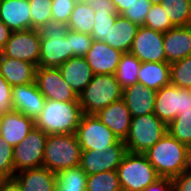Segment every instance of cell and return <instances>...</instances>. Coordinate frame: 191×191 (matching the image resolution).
<instances>
[{
  "mask_svg": "<svg viewBox=\"0 0 191 191\" xmlns=\"http://www.w3.org/2000/svg\"><path fill=\"white\" fill-rule=\"evenodd\" d=\"M38 31L41 37V49L37 67L58 68L73 57L68 24L51 19Z\"/></svg>",
  "mask_w": 191,
  "mask_h": 191,
  "instance_id": "1",
  "label": "cell"
},
{
  "mask_svg": "<svg viewBox=\"0 0 191 191\" xmlns=\"http://www.w3.org/2000/svg\"><path fill=\"white\" fill-rule=\"evenodd\" d=\"M82 114L79 101L60 102L46 99L34 123L36 128L46 134H71L76 133Z\"/></svg>",
  "mask_w": 191,
  "mask_h": 191,
  "instance_id": "2",
  "label": "cell"
},
{
  "mask_svg": "<svg viewBox=\"0 0 191 191\" xmlns=\"http://www.w3.org/2000/svg\"><path fill=\"white\" fill-rule=\"evenodd\" d=\"M188 148L167 131L154 146L143 154L160 177L172 179L183 172Z\"/></svg>",
  "mask_w": 191,
  "mask_h": 191,
  "instance_id": "3",
  "label": "cell"
},
{
  "mask_svg": "<svg viewBox=\"0 0 191 191\" xmlns=\"http://www.w3.org/2000/svg\"><path fill=\"white\" fill-rule=\"evenodd\" d=\"M81 155L82 148L75 133L48 134L42 167L56 174L80 166Z\"/></svg>",
  "mask_w": 191,
  "mask_h": 191,
  "instance_id": "4",
  "label": "cell"
},
{
  "mask_svg": "<svg viewBox=\"0 0 191 191\" xmlns=\"http://www.w3.org/2000/svg\"><path fill=\"white\" fill-rule=\"evenodd\" d=\"M123 89L113 74H94L91 82L78 96L83 114H97L122 99Z\"/></svg>",
  "mask_w": 191,
  "mask_h": 191,
  "instance_id": "5",
  "label": "cell"
},
{
  "mask_svg": "<svg viewBox=\"0 0 191 191\" xmlns=\"http://www.w3.org/2000/svg\"><path fill=\"white\" fill-rule=\"evenodd\" d=\"M122 191H143L160 178L142 153L127 152L117 168Z\"/></svg>",
  "mask_w": 191,
  "mask_h": 191,
  "instance_id": "6",
  "label": "cell"
},
{
  "mask_svg": "<svg viewBox=\"0 0 191 191\" xmlns=\"http://www.w3.org/2000/svg\"><path fill=\"white\" fill-rule=\"evenodd\" d=\"M167 132V125L154 113L132 117L128 136L124 140L127 152L145 153Z\"/></svg>",
  "mask_w": 191,
  "mask_h": 191,
  "instance_id": "7",
  "label": "cell"
},
{
  "mask_svg": "<svg viewBox=\"0 0 191 191\" xmlns=\"http://www.w3.org/2000/svg\"><path fill=\"white\" fill-rule=\"evenodd\" d=\"M75 134L82 150L106 151L120 140L96 114H82Z\"/></svg>",
  "mask_w": 191,
  "mask_h": 191,
  "instance_id": "8",
  "label": "cell"
},
{
  "mask_svg": "<svg viewBox=\"0 0 191 191\" xmlns=\"http://www.w3.org/2000/svg\"><path fill=\"white\" fill-rule=\"evenodd\" d=\"M191 111V89L171 83L156 92L154 114L169 125L181 112Z\"/></svg>",
  "mask_w": 191,
  "mask_h": 191,
  "instance_id": "9",
  "label": "cell"
},
{
  "mask_svg": "<svg viewBox=\"0 0 191 191\" xmlns=\"http://www.w3.org/2000/svg\"><path fill=\"white\" fill-rule=\"evenodd\" d=\"M47 136L48 134L34 127L21 143L14 146L15 174L23 170L42 167Z\"/></svg>",
  "mask_w": 191,
  "mask_h": 191,
  "instance_id": "10",
  "label": "cell"
},
{
  "mask_svg": "<svg viewBox=\"0 0 191 191\" xmlns=\"http://www.w3.org/2000/svg\"><path fill=\"white\" fill-rule=\"evenodd\" d=\"M40 33L38 29L11 32L1 53L38 66L40 59Z\"/></svg>",
  "mask_w": 191,
  "mask_h": 191,
  "instance_id": "11",
  "label": "cell"
},
{
  "mask_svg": "<svg viewBox=\"0 0 191 191\" xmlns=\"http://www.w3.org/2000/svg\"><path fill=\"white\" fill-rule=\"evenodd\" d=\"M127 149L123 140L110 146L106 151L82 150L80 167L86 175H92L105 171H117Z\"/></svg>",
  "mask_w": 191,
  "mask_h": 191,
  "instance_id": "12",
  "label": "cell"
},
{
  "mask_svg": "<svg viewBox=\"0 0 191 191\" xmlns=\"http://www.w3.org/2000/svg\"><path fill=\"white\" fill-rule=\"evenodd\" d=\"M35 83L46 99L60 102L79 101L71 86L65 82L59 68L37 67Z\"/></svg>",
  "mask_w": 191,
  "mask_h": 191,
  "instance_id": "13",
  "label": "cell"
},
{
  "mask_svg": "<svg viewBox=\"0 0 191 191\" xmlns=\"http://www.w3.org/2000/svg\"><path fill=\"white\" fill-rule=\"evenodd\" d=\"M130 52L141 62H166L164 33L139 26Z\"/></svg>",
  "mask_w": 191,
  "mask_h": 191,
  "instance_id": "14",
  "label": "cell"
},
{
  "mask_svg": "<svg viewBox=\"0 0 191 191\" xmlns=\"http://www.w3.org/2000/svg\"><path fill=\"white\" fill-rule=\"evenodd\" d=\"M123 52L112 48L105 42L93 40L91 48L84 56V59L91 67L93 74L115 75Z\"/></svg>",
  "mask_w": 191,
  "mask_h": 191,
  "instance_id": "15",
  "label": "cell"
},
{
  "mask_svg": "<svg viewBox=\"0 0 191 191\" xmlns=\"http://www.w3.org/2000/svg\"><path fill=\"white\" fill-rule=\"evenodd\" d=\"M46 98L40 93L37 84H25L12 87L13 109L35 120L41 113Z\"/></svg>",
  "mask_w": 191,
  "mask_h": 191,
  "instance_id": "16",
  "label": "cell"
},
{
  "mask_svg": "<svg viewBox=\"0 0 191 191\" xmlns=\"http://www.w3.org/2000/svg\"><path fill=\"white\" fill-rule=\"evenodd\" d=\"M96 115L120 140L126 139L132 116L123 99L111 103Z\"/></svg>",
  "mask_w": 191,
  "mask_h": 191,
  "instance_id": "17",
  "label": "cell"
},
{
  "mask_svg": "<svg viewBox=\"0 0 191 191\" xmlns=\"http://www.w3.org/2000/svg\"><path fill=\"white\" fill-rule=\"evenodd\" d=\"M0 20L12 31L31 29V9L28 0H2Z\"/></svg>",
  "mask_w": 191,
  "mask_h": 191,
  "instance_id": "18",
  "label": "cell"
},
{
  "mask_svg": "<svg viewBox=\"0 0 191 191\" xmlns=\"http://www.w3.org/2000/svg\"><path fill=\"white\" fill-rule=\"evenodd\" d=\"M164 52L169 64L191 55V25L173 27L165 32Z\"/></svg>",
  "mask_w": 191,
  "mask_h": 191,
  "instance_id": "19",
  "label": "cell"
},
{
  "mask_svg": "<svg viewBox=\"0 0 191 191\" xmlns=\"http://www.w3.org/2000/svg\"><path fill=\"white\" fill-rule=\"evenodd\" d=\"M36 69L35 64L4 56L0 52V74L11 87L34 83Z\"/></svg>",
  "mask_w": 191,
  "mask_h": 191,
  "instance_id": "20",
  "label": "cell"
},
{
  "mask_svg": "<svg viewBox=\"0 0 191 191\" xmlns=\"http://www.w3.org/2000/svg\"><path fill=\"white\" fill-rule=\"evenodd\" d=\"M34 127L33 119L28 118L19 111L13 110L2 114L0 136L14 147L21 143Z\"/></svg>",
  "mask_w": 191,
  "mask_h": 191,
  "instance_id": "21",
  "label": "cell"
},
{
  "mask_svg": "<svg viewBox=\"0 0 191 191\" xmlns=\"http://www.w3.org/2000/svg\"><path fill=\"white\" fill-rule=\"evenodd\" d=\"M156 90L139 83L123 89L122 99L125 101L132 117L154 113Z\"/></svg>",
  "mask_w": 191,
  "mask_h": 191,
  "instance_id": "22",
  "label": "cell"
},
{
  "mask_svg": "<svg viewBox=\"0 0 191 191\" xmlns=\"http://www.w3.org/2000/svg\"><path fill=\"white\" fill-rule=\"evenodd\" d=\"M13 180L21 191H56V174L45 167L20 171Z\"/></svg>",
  "mask_w": 191,
  "mask_h": 191,
  "instance_id": "23",
  "label": "cell"
},
{
  "mask_svg": "<svg viewBox=\"0 0 191 191\" xmlns=\"http://www.w3.org/2000/svg\"><path fill=\"white\" fill-rule=\"evenodd\" d=\"M58 68L77 96L88 86L94 75L84 57H72Z\"/></svg>",
  "mask_w": 191,
  "mask_h": 191,
  "instance_id": "24",
  "label": "cell"
},
{
  "mask_svg": "<svg viewBox=\"0 0 191 191\" xmlns=\"http://www.w3.org/2000/svg\"><path fill=\"white\" fill-rule=\"evenodd\" d=\"M138 28L139 26L129 19L118 15L115 24L111 27L107 38L103 42L123 53L130 52Z\"/></svg>",
  "mask_w": 191,
  "mask_h": 191,
  "instance_id": "25",
  "label": "cell"
},
{
  "mask_svg": "<svg viewBox=\"0 0 191 191\" xmlns=\"http://www.w3.org/2000/svg\"><path fill=\"white\" fill-rule=\"evenodd\" d=\"M138 83L159 90L170 84V64L167 62H143L138 72Z\"/></svg>",
  "mask_w": 191,
  "mask_h": 191,
  "instance_id": "26",
  "label": "cell"
},
{
  "mask_svg": "<svg viewBox=\"0 0 191 191\" xmlns=\"http://www.w3.org/2000/svg\"><path fill=\"white\" fill-rule=\"evenodd\" d=\"M95 23V11L89 4L76 2L68 21V28L91 35Z\"/></svg>",
  "mask_w": 191,
  "mask_h": 191,
  "instance_id": "27",
  "label": "cell"
},
{
  "mask_svg": "<svg viewBox=\"0 0 191 191\" xmlns=\"http://www.w3.org/2000/svg\"><path fill=\"white\" fill-rule=\"evenodd\" d=\"M141 62L131 53H123L115 76L122 89L138 83V72Z\"/></svg>",
  "mask_w": 191,
  "mask_h": 191,
  "instance_id": "28",
  "label": "cell"
},
{
  "mask_svg": "<svg viewBox=\"0 0 191 191\" xmlns=\"http://www.w3.org/2000/svg\"><path fill=\"white\" fill-rule=\"evenodd\" d=\"M56 191H86L87 175L80 167L56 173Z\"/></svg>",
  "mask_w": 191,
  "mask_h": 191,
  "instance_id": "29",
  "label": "cell"
},
{
  "mask_svg": "<svg viewBox=\"0 0 191 191\" xmlns=\"http://www.w3.org/2000/svg\"><path fill=\"white\" fill-rule=\"evenodd\" d=\"M161 5L175 27L191 25L190 0H162Z\"/></svg>",
  "mask_w": 191,
  "mask_h": 191,
  "instance_id": "30",
  "label": "cell"
},
{
  "mask_svg": "<svg viewBox=\"0 0 191 191\" xmlns=\"http://www.w3.org/2000/svg\"><path fill=\"white\" fill-rule=\"evenodd\" d=\"M86 191H122L117 171L87 175Z\"/></svg>",
  "mask_w": 191,
  "mask_h": 191,
  "instance_id": "31",
  "label": "cell"
},
{
  "mask_svg": "<svg viewBox=\"0 0 191 191\" xmlns=\"http://www.w3.org/2000/svg\"><path fill=\"white\" fill-rule=\"evenodd\" d=\"M167 131L178 141L191 147V111L181 112L167 125Z\"/></svg>",
  "mask_w": 191,
  "mask_h": 191,
  "instance_id": "32",
  "label": "cell"
},
{
  "mask_svg": "<svg viewBox=\"0 0 191 191\" xmlns=\"http://www.w3.org/2000/svg\"><path fill=\"white\" fill-rule=\"evenodd\" d=\"M170 83L191 89V55L170 64Z\"/></svg>",
  "mask_w": 191,
  "mask_h": 191,
  "instance_id": "33",
  "label": "cell"
},
{
  "mask_svg": "<svg viewBox=\"0 0 191 191\" xmlns=\"http://www.w3.org/2000/svg\"><path fill=\"white\" fill-rule=\"evenodd\" d=\"M117 11H95V23L92 28L91 37L95 41H103L107 38L109 30L116 22Z\"/></svg>",
  "mask_w": 191,
  "mask_h": 191,
  "instance_id": "34",
  "label": "cell"
},
{
  "mask_svg": "<svg viewBox=\"0 0 191 191\" xmlns=\"http://www.w3.org/2000/svg\"><path fill=\"white\" fill-rule=\"evenodd\" d=\"M31 9V29H39L52 19V0H28Z\"/></svg>",
  "mask_w": 191,
  "mask_h": 191,
  "instance_id": "35",
  "label": "cell"
},
{
  "mask_svg": "<svg viewBox=\"0 0 191 191\" xmlns=\"http://www.w3.org/2000/svg\"><path fill=\"white\" fill-rule=\"evenodd\" d=\"M144 26L162 33L175 27L161 4L152 5L144 21Z\"/></svg>",
  "mask_w": 191,
  "mask_h": 191,
  "instance_id": "36",
  "label": "cell"
},
{
  "mask_svg": "<svg viewBox=\"0 0 191 191\" xmlns=\"http://www.w3.org/2000/svg\"><path fill=\"white\" fill-rule=\"evenodd\" d=\"M13 149L14 147L0 136V175L4 179H13L15 175Z\"/></svg>",
  "mask_w": 191,
  "mask_h": 191,
  "instance_id": "37",
  "label": "cell"
},
{
  "mask_svg": "<svg viewBox=\"0 0 191 191\" xmlns=\"http://www.w3.org/2000/svg\"><path fill=\"white\" fill-rule=\"evenodd\" d=\"M152 4L149 0H137L121 15L138 26H144V21Z\"/></svg>",
  "mask_w": 191,
  "mask_h": 191,
  "instance_id": "38",
  "label": "cell"
},
{
  "mask_svg": "<svg viewBox=\"0 0 191 191\" xmlns=\"http://www.w3.org/2000/svg\"><path fill=\"white\" fill-rule=\"evenodd\" d=\"M92 42L91 35L70 30V50L73 52V57H84L91 48Z\"/></svg>",
  "mask_w": 191,
  "mask_h": 191,
  "instance_id": "39",
  "label": "cell"
},
{
  "mask_svg": "<svg viewBox=\"0 0 191 191\" xmlns=\"http://www.w3.org/2000/svg\"><path fill=\"white\" fill-rule=\"evenodd\" d=\"M76 0H52V20L68 24Z\"/></svg>",
  "mask_w": 191,
  "mask_h": 191,
  "instance_id": "40",
  "label": "cell"
},
{
  "mask_svg": "<svg viewBox=\"0 0 191 191\" xmlns=\"http://www.w3.org/2000/svg\"><path fill=\"white\" fill-rule=\"evenodd\" d=\"M12 87L0 74V114L13 111Z\"/></svg>",
  "mask_w": 191,
  "mask_h": 191,
  "instance_id": "41",
  "label": "cell"
},
{
  "mask_svg": "<svg viewBox=\"0 0 191 191\" xmlns=\"http://www.w3.org/2000/svg\"><path fill=\"white\" fill-rule=\"evenodd\" d=\"M143 191H175L171 178L160 177Z\"/></svg>",
  "mask_w": 191,
  "mask_h": 191,
  "instance_id": "42",
  "label": "cell"
},
{
  "mask_svg": "<svg viewBox=\"0 0 191 191\" xmlns=\"http://www.w3.org/2000/svg\"><path fill=\"white\" fill-rule=\"evenodd\" d=\"M175 191H191V173L182 172L172 178Z\"/></svg>",
  "mask_w": 191,
  "mask_h": 191,
  "instance_id": "43",
  "label": "cell"
},
{
  "mask_svg": "<svg viewBox=\"0 0 191 191\" xmlns=\"http://www.w3.org/2000/svg\"><path fill=\"white\" fill-rule=\"evenodd\" d=\"M94 11H116L112 0H95L89 4Z\"/></svg>",
  "mask_w": 191,
  "mask_h": 191,
  "instance_id": "44",
  "label": "cell"
},
{
  "mask_svg": "<svg viewBox=\"0 0 191 191\" xmlns=\"http://www.w3.org/2000/svg\"><path fill=\"white\" fill-rule=\"evenodd\" d=\"M11 30L0 20V52L4 49L9 40Z\"/></svg>",
  "mask_w": 191,
  "mask_h": 191,
  "instance_id": "45",
  "label": "cell"
},
{
  "mask_svg": "<svg viewBox=\"0 0 191 191\" xmlns=\"http://www.w3.org/2000/svg\"><path fill=\"white\" fill-rule=\"evenodd\" d=\"M136 1L137 0H112L119 15L126 11L128 7H130Z\"/></svg>",
  "mask_w": 191,
  "mask_h": 191,
  "instance_id": "46",
  "label": "cell"
},
{
  "mask_svg": "<svg viewBox=\"0 0 191 191\" xmlns=\"http://www.w3.org/2000/svg\"><path fill=\"white\" fill-rule=\"evenodd\" d=\"M0 191H21L13 179H5L0 185Z\"/></svg>",
  "mask_w": 191,
  "mask_h": 191,
  "instance_id": "47",
  "label": "cell"
},
{
  "mask_svg": "<svg viewBox=\"0 0 191 191\" xmlns=\"http://www.w3.org/2000/svg\"><path fill=\"white\" fill-rule=\"evenodd\" d=\"M183 172L184 173H191V147H189L187 149Z\"/></svg>",
  "mask_w": 191,
  "mask_h": 191,
  "instance_id": "48",
  "label": "cell"
},
{
  "mask_svg": "<svg viewBox=\"0 0 191 191\" xmlns=\"http://www.w3.org/2000/svg\"><path fill=\"white\" fill-rule=\"evenodd\" d=\"M94 1L95 0H76V2L85 3V4L94 3Z\"/></svg>",
  "mask_w": 191,
  "mask_h": 191,
  "instance_id": "49",
  "label": "cell"
},
{
  "mask_svg": "<svg viewBox=\"0 0 191 191\" xmlns=\"http://www.w3.org/2000/svg\"><path fill=\"white\" fill-rule=\"evenodd\" d=\"M152 5H158L162 3V0H149Z\"/></svg>",
  "mask_w": 191,
  "mask_h": 191,
  "instance_id": "50",
  "label": "cell"
},
{
  "mask_svg": "<svg viewBox=\"0 0 191 191\" xmlns=\"http://www.w3.org/2000/svg\"><path fill=\"white\" fill-rule=\"evenodd\" d=\"M5 179L0 175V185Z\"/></svg>",
  "mask_w": 191,
  "mask_h": 191,
  "instance_id": "51",
  "label": "cell"
},
{
  "mask_svg": "<svg viewBox=\"0 0 191 191\" xmlns=\"http://www.w3.org/2000/svg\"><path fill=\"white\" fill-rule=\"evenodd\" d=\"M1 119H2V114H0V125H1Z\"/></svg>",
  "mask_w": 191,
  "mask_h": 191,
  "instance_id": "52",
  "label": "cell"
}]
</instances>
